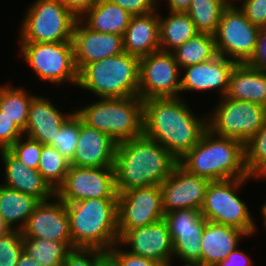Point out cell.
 I'll return each instance as SVG.
<instances>
[{"mask_svg": "<svg viewBox=\"0 0 266 266\" xmlns=\"http://www.w3.org/2000/svg\"><path fill=\"white\" fill-rule=\"evenodd\" d=\"M231 0H192L186 13L200 33L214 35L224 8Z\"/></svg>", "mask_w": 266, "mask_h": 266, "instance_id": "1f68e13d", "label": "cell"}, {"mask_svg": "<svg viewBox=\"0 0 266 266\" xmlns=\"http://www.w3.org/2000/svg\"><path fill=\"white\" fill-rule=\"evenodd\" d=\"M208 112V129L215 135L246 143L266 121V107L261 104L221 97Z\"/></svg>", "mask_w": 266, "mask_h": 266, "instance_id": "30bf717a", "label": "cell"}, {"mask_svg": "<svg viewBox=\"0 0 266 266\" xmlns=\"http://www.w3.org/2000/svg\"><path fill=\"white\" fill-rule=\"evenodd\" d=\"M162 17L159 13L160 50L172 52L191 37L199 33L189 15L183 11H168Z\"/></svg>", "mask_w": 266, "mask_h": 266, "instance_id": "f1b7e54d", "label": "cell"}, {"mask_svg": "<svg viewBox=\"0 0 266 266\" xmlns=\"http://www.w3.org/2000/svg\"><path fill=\"white\" fill-rule=\"evenodd\" d=\"M181 69L172 52L156 51L140 57L138 96L149 98L180 97Z\"/></svg>", "mask_w": 266, "mask_h": 266, "instance_id": "7c38bea8", "label": "cell"}, {"mask_svg": "<svg viewBox=\"0 0 266 266\" xmlns=\"http://www.w3.org/2000/svg\"><path fill=\"white\" fill-rule=\"evenodd\" d=\"M118 232V243L125 249L130 247L128 252L165 266L173 261V241L163 219L151 225Z\"/></svg>", "mask_w": 266, "mask_h": 266, "instance_id": "e0dca14e", "label": "cell"}, {"mask_svg": "<svg viewBox=\"0 0 266 266\" xmlns=\"http://www.w3.org/2000/svg\"><path fill=\"white\" fill-rule=\"evenodd\" d=\"M70 166V160L63 156L55 147L42 145L37 170L55 192L63 184Z\"/></svg>", "mask_w": 266, "mask_h": 266, "instance_id": "836d02e7", "label": "cell"}, {"mask_svg": "<svg viewBox=\"0 0 266 266\" xmlns=\"http://www.w3.org/2000/svg\"><path fill=\"white\" fill-rule=\"evenodd\" d=\"M21 136L23 131L0 110V150L9 149Z\"/></svg>", "mask_w": 266, "mask_h": 266, "instance_id": "b9f144b4", "label": "cell"}, {"mask_svg": "<svg viewBox=\"0 0 266 266\" xmlns=\"http://www.w3.org/2000/svg\"><path fill=\"white\" fill-rule=\"evenodd\" d=\"M178 164L187 172L210 181L252 177L245 164V143L215 135L209 129Z\"/></svg>", "mask_w": 266, "mask_h": 266, "instance_id": "3957f363", "label": "cell"}, {"mask_svg": "<svg viewBox=\"0 0 266 266\" xmlns=\"http://www.w3.org/2000/svg\"><path fill=\"white\" fill-rule=\"evenodd\" d=\"M97 266H119L117 261L107 252L98 262Z\"/></svg>", "mask_w": 266, "mask_h": 266, "instance_id": "681fc988", "label": "cell"}, {"mask_svg": "<svg viewBox=\"0 0 266 266\" xmlns=\"http://www.w3.org/2000/svg\"><path fill=\"white\" fill-rule=\"evenodd\" d=\"M74 248L108 252L118 243L117 198H92L66 204Z\"/></svg>", "mask_w": 266, "mask_h": 266, "instance_id": "277c9868", "label": "cell"}, {"mask_svg": "<svg viewBox=\"0 0 266 266\" xmlns=\"http://www.w3.org/2000/svg\"><path fill=\"white\" fill-rule=\"evenodd\" d=\"M159 12L132 15L123 36L126 53L140 58L160 50Z\"/></svg>", "mask_w": 266, "mask_h": 266, "instance_id": "cb8c5ba5", "label": "cell"}, {"mask_svg": "<svg viewBox=\"0 0 266 266\" xmlns=\"http://www.w3.org/2000/svg\"><path fill=\"white\" fill-rule=\"evenodd\" d=\"M13 87L9 83L0 85V110L24 131L27 126L30 102L35 95L31 92L29 94L21 86Z\"/></svg>", "mask_w": 266, "mask_h": 266, "instance_id": "4dcf8cb0", "label": "cell"}, {"mask_svg": "<svg viewBox=\"0 0 266 266\" xmlns=\"http://www.w3.org/2000/svg\"><path fill=\"white\" fill-rule=\"evenodd\" d=\"M72 43L78 72L91 62L125 52L122 35L93 31L79 18L74 25Z\"/></svg>", "mask_w": 266, "mask_h": 266, "instance_id": "d6986e66", "label": "cell"}, {"mask_svg": "<svg viewBox=\"0 0 266 266\" xmlns=\"http://www.w3.org/2000/svg\"><path fill=\"white\" fill-rule=\"evenodd\" d=\"M173 241V259L201 264V237L208 222L200 210L181 208L164 214Z\"/></svg>", "mask_w": 266, "mask_h": 266, "instance_id": "9a60e30c", "label": "cell"}, {"mask_svg": "<svg viewBox=\"0 0 266 266\" xmlns=\"http://www.w3.org/2000/svg\"><path fill=\"white\" fill-rule=\"evenodd\" d=\"M225 96L266 107V72L256 70L246 63L236 64L230 74Z\"/></svg>", "mask_w": 266, "mask_h": 266, "instance_id": "484cf974", "label": "cell"}, {"mask_svg": "<svg viewBox=\"0 0 266 266\" xmlns=\"http://www.w3.org/2000/svg\"><path fill=\"white\" fill-rule=\"evenodd\" d=\"M8 230L9 228L2 222L0 218V235H4Z\"/></svg>", "mask_w": 266, "mask_h": 266, "instance_id": "f5cc1de1", "label": "cell"}, {"mask_svg": "<svg viewBox=\"0 0 266 266\" xmlns=\"http://www.w3.org/2000/svg\"><path fill=\"white\" fill-rule=\"evenodd\" d=\"M249 179L253 180L252 177H241L210 181L200 209L202 216L209 222L241 229L250 237L255 235L258 226L248 205L238 195Z\"/></svg>", "mask_w": 266, "mask_h": 266, "instance_id": "52a82bcc", "label": "cell"}, {"mask_svg": "<svg viewBox=\"0 0 266 266\" xmlns=\"http://www.w3.org/2000/svg\"><path fill=\"white\" fill-rule=\"evenodd\" d=\"M108 253L117 261L119 266H165L161 263L135 255L124 250L119 243L113 245Z\"/></svg>", "mask_w": 266, "mask_h": 266, "instance_id": "60d3db41", "label": "cell"}, {"mask_svg": "<svg viewBox=\"0 0 266 266\" xmlns=\"http://www.w3.org/2000/svg\"><path fill=\"white\" fill-rule=\"evenodd\" d=\"M8 150L28 168L38 169L42 152V144L39 141L24 135L17 139Z\"/></svg>", "mask_w": 266, "mask_h": 266, "instance_id": "74e56055", "label": "cell"}, {"mask_svg": "<svg viewBox=\"0 0 266 266\" xmlns=\"http://www.w3.org/2000/svg\"><path fill=\"white\" fill-rule=\"evenodd\" d=\"M118 230L154 224L164 217L160 185L117 192Z\"/></svg>", "mask_w": 266, "mask_h": 266, "instance_id": "5bb4252c", "label": "cell"}, {"mask_svg": "<svg viewBox=\"0 0 266 266\" xmlns=\"http://www.w3.org/2000/svg\"><path fill=\"white\" fill-rule=\"evenodd\" d=\"M75 113L83 123L107 134L117 144L143 134V100L139 96L99 98Z\"/></svg>", "mask_w": 266, "mask_h": 266, "instance_id": "8992f818", "label": "cell"}, {"mask_svg": "<svg viewBox=\"0 0 266 266\" xmlns=\"http://www.w3.org/2000/svg\"><path fill=\"white\" fill-rule=\"evenodd\" d=\"M183 265L181 266H203L202 264H200L199 262L197 261H183ZM167 266H172V261L169 262V264Z\"/></svg>", "mask_w": 266, "mask_h": 266, "instance_id": "816d5d0a", "label": "cell"}, {"mask_svg": "<svg viewBox=\"0 0 266 266\" xmlns=\"http://www.w3.org/2000/svg\"><path fill=\"white\" fill-rule=\"evenodd\" d=\"M132 15H144L159 8L158 0H110Z\"/></svg>", "mask_w": 266, "mask_h": 266, "instance_id": "7bdbcfd3", "label": "cell"}, {"mask_svg": "<svg viewBox=\"0 0 266 266\" xmlns=\"http://www.w3.org/2000/svg\"><path fill=\"white\" fill-rule=\"evenodd\" d=\"M55 106L49 98L35 94L30 102L24 135L39 141L42 145H50L63 123L75 112L67 115Z\"/></svg>", "mask_w": 266, "mask_h": 266, "instance_id": "603a6c76", "label": "cell"}, {"mask_svg": "<svg viewBox=\"0 0 266 266\" xmlns=\"http://www.w3.org/2000/svg\"><path fill=\"white\" fill-rule=\"evenodd\" d=\"M23 238H42L66 243L73 249L66 203L56 195L40 202L21 230Z\"/></svg>", "mask_w": 266, "mask_h": 266, "instance_id": "2e32d148", "label": "cell"}, {"mask_svg": "<svg viewBox=\"0 0 266 266\" xmlns=\"http://www.w3.org/2000/svg\"><path fill=\"white\" fill-rule=\"evenodd\" d=\"M172 53L180 69L208 62L218 55L214 35L200 32L178 46Z\"/></svg>", "mask_w": 266, "mask_h": 266, "instance_id": "f546056e", "label": "cell"}, {"mask_svg": "<svg viewBox=\"0 0 266 266\" xmlns=\"http://www.w3.org/2000/svg\"><path fill=\"white\" fill-rule=\"evenodd\" d=\"M246 64L256 70L266 72V28H260L254 54Z\"/></svg>", "mask_w": 266, "mask_h": 266, "instance_id": "ee69618b", "label": "cell"}, {"mask_svg": "<svg viewBox=\"0 0 266 266\" xmlns=\"http://www.w3.org/2000/svg\"><path fill=\"white\" fill-rule=\"evenodd\" d=\"M183 97L143 100V134L159 142L177 160L208 130V115H195Z\"/></svg>", "mask_w": 266, "mask_h": 266, "instance_id": "6da1fadb", "label": "cell"}, {"mask_svg": "<svg viewBox=\"0 0 266 266\" xmlns=\"http://www.w3.org/2000/svg\"><path fill=\"white\" fill-rule=\"evenodd\" d=\"M252 177H266V165Z\"/></svg>", "mask_w": 266, "mask_h": 266, "instance_id": "db71d44e", "label": "cell"}, {"mask_svg": "<svg viewBox=\"0 0 266 266\" xmlns=\"http://www.w3.org/2000/svg\"><path fill=\"white\" fill-rule=\"evenodd\" d=\"M20 26L19 42H72L77 17L62 0H34Z\"/></svg>", "mask_w": 266, "mask_h": 266, "instance_id": "ba28073f", "label": "cell"}, {"mask_svg": "<svg viewBox=\"0 0 266 266\" xmlns=\"http://www.w3.org/2000/svg\"><path fill=\"white\" fill-rule=\"evenodd\" d=\"M114 167L70 166L55 195L64 203L92 198H117Z\"/></svg>", "mask_w": 266, "mask_h": 266, "instance_id": "4fadbf2b", "label": "cell"}, {"mask_svg": "<svg viewBox=\"0 0 266 266\" xmlns=\"http://www.w3.org/2000/svg\"><path fill=\"white\" fill-rule=\"evenodd\" d=\"M79 138V116L74 112L52 138L50 146L55 147L63 156L71 160Z\"/></svg>", "mask_w": 266, "mask_h": 266, "instance_id": "e575fe53", "label": "cell"}, {"mask_svg": "<svg viewBox=\"0 0 266 266\" xmlns=\"http://www.w3.org/2000/svg\"><path fill=\"white\" fill-rule=\"evenodd\" d=\"M237 4L246 18L260 28H266V0H233ZM242 2V3H241Z\"/></svg>", "mask_w": 266, "mask_h": 266, "instance_id": "ab89813d", "label": "cell"}, {"mask_svg": "<svg viewBox=\"0 0 266 266\" xmlns=\"http://www.w3.org/2000/svg\"><path fill=\"white\" fill-rule=\"evenodd\" d=\"M40 201L0 184V218L9 230H22Z\"/></svg>", "mask_w": 266, "mask_h": 266, "instance_id": "83f0119b", "label": "cell"}, {"mask_svg": "<svg viewBox=\"0 0 266 266\" xmlns=\"http://www.w3.org/2000/svg\"><path fill=\"white\" fill-rule=\"evenodd\" d=\"M4 164L3 184L6 187L18 190L37 198L40 202L48 201L55 196V191L43 179L38 170L28 168L8 149L0 150Z\"/></svg>", "mask_w": 266, "mask_h": 266, "instance_id": "7402d4cb", "label": "cell"}, {"mask_svg": "<svg viewBox=\"0 0 266 266\" xmlns=\"http://www.w3.org/2000/svg\"><path fill=\"white\" fill-rule=\"evenodd\" d=\"M237 63L229 58L217 55L212 60L189 65L181 69V91L207 92L216 90L220 98L227 93L230 74Z\"/></svg>", "mask_w": 266, "mask_h": 266, "instance_id": "ffe728a7", "label": "cell"}, {"mask_svg": "<svg viewBox=\"0 0 266 266\" xmlns=\"http://www.w3.org/2000/svg\"><path fill=\"white\" fill-rule=\"evenodd\" d=\"M17 266H42L39 262L35 261L32 257H30L26 252L23 251L21 254L19 261L17 262Z\"/></svg>", "mask_w": 266, "mask_h": 266, "instance_id": "c3c4849f", "label": "cell"}, {"mask_svg": "<svg viewBox=\"0 0 266 266\" xmlns=\"http://www.w3.org/2000/svg\"><path fill=\"white\" fill-rule=\"evenodd\" d=\"M24 252L42 266H62L72 250L66 243L42 238H23Z\"/></svg>", "mask_w": 266, "mask_h": 266, "instance_id": "d6a6232c", "label": "cell"}, {"mask_svg": "<svg viewBox=\"0 0 266 266\" xmlns=\"http://www.w3.org/2000/svg\"><path fill=\"white\" fill-rule=\"evenodd\" d=\"M99 0H62L65 6L80 18L87 10L93 7Z\"/></svg>", "mask_w": 266, "mask_h": 266, "instance_id": "bcb514c9", "label": "cell"}, {"mask_svg": "<svg viewBox=\"0 0 266 266\" xmlns=\"http://www.w3.org/2000/svg\"><path fill=\"white\" fill-rule=\"evenodd\" d=\"M245 252L236 248L228 254L226 259L220 261L215 266H252L253 262Z\"/></svg>", "mask_w": 266, "mask_h": 266, "instance_id": "f6af8a7d", "label": "cell"}, {"mask_svg": "<svg viewBox=\"0 0 266 266\" xmlns=\"http://www.w3.org/2000/svg\"><path fill=\"white\" fill-rule=\"evenodd\" d=\"M178 160L159 142L144 134L117 144L114 173L117 192L161 185Z\"/></svg>", "mask_w": 266, "mask_h": 266, "instance_id": "7a4b0ae2", "label": "cell"}, {"mask_svg": "<svg viewBox=\"0 0 266 266\" xmlns=\"http://www.w3.org/2000/svg\"><path fill=\"white\" fill-rule=\"evenodd\" d=\"M19 43V55L41 81L57 85L70 83L77 87L78 70L72 42Z\"/></svg>", "mask_w": 266, "mask_h": 266, "instance_id": "9c48e42d", "label": "cell"}, {"mask_svg": "<svg viewBox=\"0 0 266 266\" xmlns=\"http://www.w3.org/2000/svg\"><path fill=\"white\" fill-rule=\"evenodd\" d=\"M209 183V179L191 174L177 164L160 185L164 214L181 208L200 210Z\"/></svg>", "mask_w": 266, "mask_h": 266, "instance_id": "ac0fdd59", "label": "cell"}, {"mask_svg": "<svg viewBox=\"0 0 266 266\" xmlns=\"http://www.w3.org/2000/svg\"><path fill=\"white\" fill-rule=\"evenodd\" d=\"M117 143L107 134L82 122L79 117V138L70 160L77 167H113Z\"/></svg>", "mask_w": 266, "mask_h": 266, "instance_id": "44dd1931", "label": "cell"}, {"mask_svg": "<svg viewBox=\"0 0 266 266\" xmlns=\"http://www.w3.org/2000/svg\"><path fill=\"white\" fill-rule=\"evenodd\" d=\"M106 253L96 248H74L67 254L62 266H97Z\"/></svg>", "mask_w": 266, "mask_h": 266, "instance_id": "f35d334b", "label": "cell"}, {"mask_svg": "<svg viewBox=\"0 0 266 266\" xmlns=\"http://www.w3.org/2000/svg\"><path fill=\"white\" fill-rule=\"evenodd\" d=\"M259 30L260 27L253 25L231 0L222 12L214 34L217 54L237 64L247 63L254 54Z\"/></svg>", "mask_w": 266, "mask_h": 266, "instance_id": "8fae6325", "label": "cell"}, {"mask_svg": "<svg viewBox=\"0 0 266 266\" xmlns=\"http://www.w3.org/2000/svg\"><path fill=\"white\" fill-rule=\"evenodd\" d=\"M23 251V236L20 230H8L4 235H0V266H17Z\"/></svg>", "mask_w": 266, "mask_h": 266, "instance_id": "8d00e7d4", "label": "cell"}, {"mask_svg": "<svg viewBox=\"0 0 266 266\" xmlns=\"http://www.w3.org/2000/svg\"><path fill=\"white\" fill-rule=\"evenodd\" d=\"M162 0H158L160 2ZM167 1V7L168 11H183L186 12V10L189 8L192 0H165Z\"/></svg>", "mask_w": 266, "mask_h": 266, "instance_id": "7dc6e473", "label": "cell"}, {"mask_svg": "<svg viewBox=\"0 0 266 266\" xmlns=\"http://www.w3.org/2000/svg\"><path fill=\"white\" fill-rule=\"evenodd\" d=\"M243 237L249 236L241 229L208 221L201 237V264L215 266L226 259L239 246V240Z\"/></svg>", "mask_w": 266, "mask_h": 266, "instance_id": "d4e9b609", "label": "cell"}, {"mask_svg": "<svg viewBox=\"0 0 266 266\" xmlns=\"http://www.w3.org/2000/svg\"><path fill=\"white\" fill-rule=\"evenodd\" d=\"M252 178H253V179L256 178L255 180H257V179H259V180H260V179H261V180L265 179V181H266V177H252ZM260 211H261V214H260V215H262V218H263V224H264L265 229H266V202H264V203L262 204Z\"/></svg>", "mask_w": 266, "mask_h": 266, "instance_id": "f907efd6", "label": "cell"}, {"mask_svg": "<svg viewBox=\"0 0 266 266\" xmlns=\"http://www.w3.org/2000/svg\"><path fill=\"white\" fill-rule=\"evenodd\" d=\"M140 58L126 52L85 65L77 86L98 98L138 96Z\"/></svg>", "mask_w": 266, "mask_h": 266, "instance_id": "5b68a950", "label": "cell"}, {"mask_svg": "<svg viewBox=\"0 0 266 266\" xmlns=\"http://www.w3.org/2000/svg\"><path fill=\"white\" fill-rule=\"evenodd\" d=\"M245 164L250 176L258 173L266 165V121L245 143Z\"/></svg>", "mask_w": 266, "mask_h": 266, "instance_id": "d590c367", "label": "cell"}, {"mask_svg": "<svg viewBox=\"0 0 266 266\" xmlns=\"http://www.w3.org/2000/svg\"><path fill=\"white\" fill-rule=\"evenodd\" d=\"M132 14L110 0H99L79 19L91 30L124 36Z\"/></svg>", "mask_w": 266, "mask_h": 266, "instance_id": "4316f807", "label": "cell"}]
</instances>
